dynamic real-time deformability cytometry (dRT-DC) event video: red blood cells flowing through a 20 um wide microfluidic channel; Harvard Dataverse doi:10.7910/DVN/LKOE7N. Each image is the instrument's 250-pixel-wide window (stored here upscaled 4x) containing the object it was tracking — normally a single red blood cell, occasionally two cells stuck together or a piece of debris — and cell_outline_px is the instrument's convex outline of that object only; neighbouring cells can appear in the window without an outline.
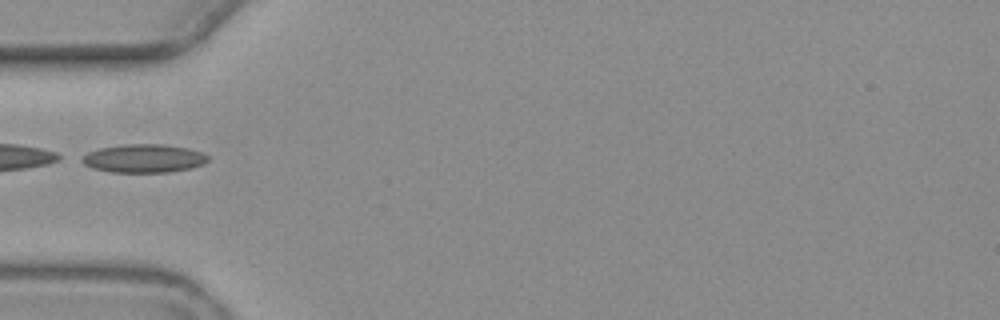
{"species": "common noctule bat (a hibernating species)", "species_latin": "Nyctalus noctula", "temperature_condition": "warm", "stored_images_in_passage": 4, "camera_frame_rate_fps": 3000, "um_per_image_px": 0.085, "animal": {"sex": "female", "body_mass_g": 19.3, "forearm_length_mm": 54.1}, "frame": {"image": 1, "passage_image": 4, "time_ms": 3.333, "image_size_px": [1000, 320], "cell_outline_px": [[208, 160], [204, 164], [192, 168], [168, 172], [112, 172], [92, 168], [76, 160], [80, 156], [88, 152], [100, 148], [124, 144], [164, 144], [188, 148], [200, 152], [208, 156]], "centroid_in_image_um": [12.17, 13.46], "position_along_channel_um": 72.8, "area_um2": 21.04}}